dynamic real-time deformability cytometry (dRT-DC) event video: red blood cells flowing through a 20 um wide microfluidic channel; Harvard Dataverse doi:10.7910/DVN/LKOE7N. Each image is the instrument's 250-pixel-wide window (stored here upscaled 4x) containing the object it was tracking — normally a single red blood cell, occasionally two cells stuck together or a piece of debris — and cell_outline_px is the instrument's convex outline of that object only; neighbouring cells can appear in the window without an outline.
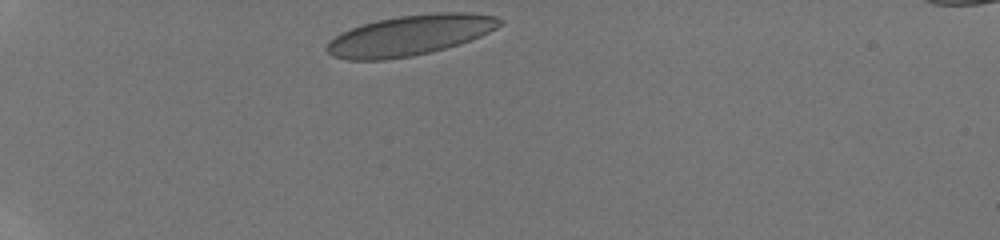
{"species": "human", "species_latin": "Homo sapiens", "temperature_condition": "room temperature", "stored_images_in_passage": 33, "camera_frame_rate_fps": 3000, "um_per_image_px": 0.085, "donor": {"sex": "male"}, "frame": {"image": 1, "passage_image": 1, "time_ms": 0.0, "image_size_px": [1000, 240], "cell_outline_px": [[504, 20], [496, 28], [480, 36], [444, 48], [412, 56], [384, 60], [348, 60], [332, 56], [324, 48], [328, 40], [340, 32], [360, 24], [376, 20], [400, 16], [432, 12], [472, 12], [496, 16]], "centroid_in_image_um": [34.78, 2.99], "position_along_channel_um": 50.2, "area_um2": 40.81}}
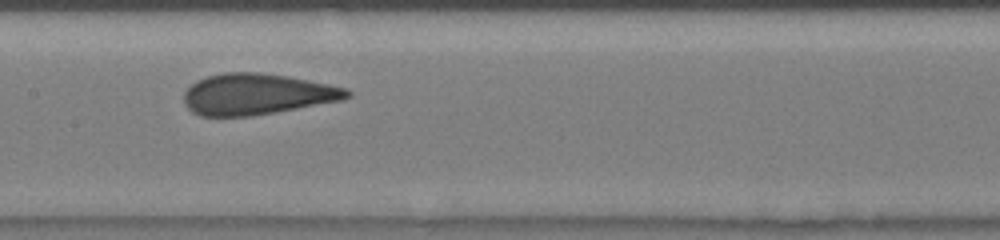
{"frame": {"image": 2, "passage_image": 18, "time_ms": 4.667, "image_size_px": [1000, 240], "cell_outline_px": [[352, 96], [340, 100], [252, 116], [200, 116], [192, 112], [184, 104], [184, 92], [196, 80], [208, 76], [224, 72], [260, 72], [288, 76], [348, 88], [352, 92]], "centroid_in_image_um": [21.82, 8.0], "position_along_channel_um": 185.6, "area_um2": 38.96}}
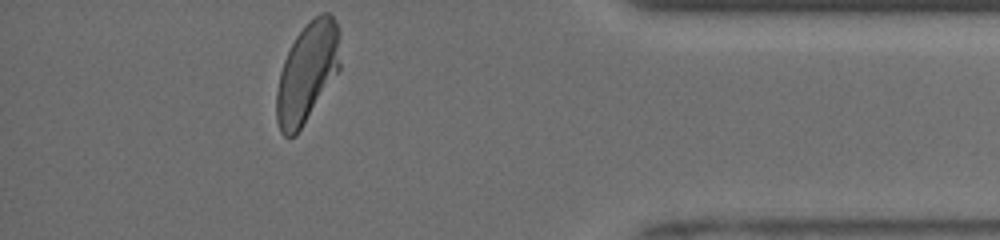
{"frame": {"image": 3, "passage_image": 33, "time_ms": 11.0, "image_size_px": [1000, 240], "cell_outline_px": [[340, 68], [296, 136], [284, 136], [280, 132], [276, 120], [276, 92], [280, 72], [284, 60], [296, 36], [320, 12], [328, 12], [332, 16], [340, 32]], "centroid_in_image_um": [26.11, 6.18], "position_along_channel_um": 409.1, "area_um2": 36.65}, "authors_computed_cell_mechanics": {"area_um2": 39.6508, "velocity_mm_per_s": 3.9242, "shape_relaxation_time_tau1_ms": 4.3257, "shape_relaxation_time_tau2_ms": null, "deformation_change_tau1": 0.1268, "deformation_change_tau2": null}}